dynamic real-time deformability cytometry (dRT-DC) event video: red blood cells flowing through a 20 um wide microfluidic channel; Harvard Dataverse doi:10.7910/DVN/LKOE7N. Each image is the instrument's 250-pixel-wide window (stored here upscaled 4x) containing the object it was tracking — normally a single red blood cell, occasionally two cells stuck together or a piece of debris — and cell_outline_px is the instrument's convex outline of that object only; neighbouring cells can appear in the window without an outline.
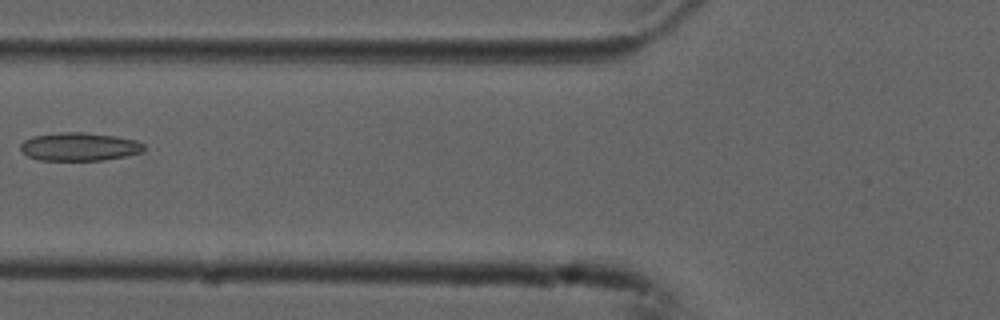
{"species": "common noctule bat (a hibernating species)", "species_latin": "Nyctalus noctula", "temperature_condition": "cold", "stored_images_in_passage": 2, "camera_frame_rate_fps": 3000, "um_per_image_px": 0.085, "animal": {"sex": "male", "forearm_length_mm": 52.5}, "frame": {"image": 1, "passage_image": 2, "time_ms": 0.333, "image_size_px": [1000, 320], "cell_outline_px": [[144, 152], [104, 160], [40, 160], [28, 156], [20, 148], [20, 144], [24, 140], [32, 136], [60, 132], [84, 132], [116, 136], [136, 140], [144, 144]], "centroid_in_image_um": [6.76, 12.46], "position_along_channel_um": 119.0, "area_um2": 20.35}}